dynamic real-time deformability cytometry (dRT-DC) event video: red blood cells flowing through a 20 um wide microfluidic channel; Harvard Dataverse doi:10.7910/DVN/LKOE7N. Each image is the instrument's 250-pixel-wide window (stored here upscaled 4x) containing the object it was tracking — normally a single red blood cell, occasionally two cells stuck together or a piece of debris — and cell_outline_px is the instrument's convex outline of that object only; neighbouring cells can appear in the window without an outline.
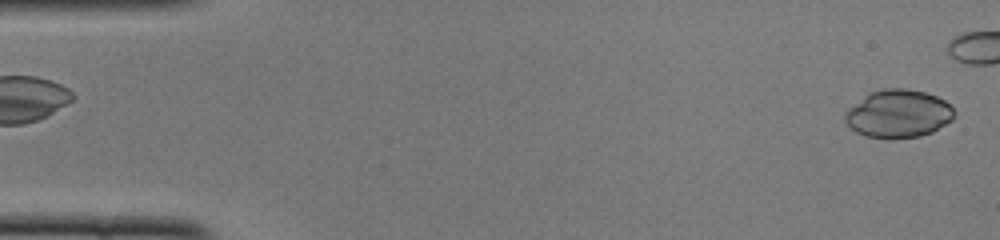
{"species": "common noctule bat (a hibernating species)", "species_latin": "Nyctalus noctula", "temperature_condition": "cold", "stored_images_in_passage": 39, "camera_frame_rate_fps": 3000, "um_per_image_px": 0.085, "animal": {"sex": "female", "body_mass_g": 22.0, "forearm_length_mm": 56.7}, "frame": {"image": 1, "passage_image": 1, "time_ms": 0.0, "image_size_px": [1000, 240], "cell_outline_px": [[956, 116], [952, 120], [932, 132], [920, 136], [888, 140], [864, 136], [856, 132], [844, 120], [844, 112], [848, 108], [868, 92], [884, 88], [908, 88], [924, 92], [936, 96], [944, 100], [956, 112]], "centroid_in_image_um": [76.33, 9.68], "position_along_channel_um": 8.7, "area_um2": 31.04}}